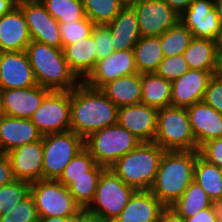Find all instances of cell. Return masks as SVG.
Listing matches in <instances>:
<instances>
[{"label": "cell", "mask_w": 222, "mask_h": 222, "mask_svg": "<svg viewBox=\"0 0 222 222\" xmlns=\"http://www.w3.org/2000/svg\"><path fill=\"white\" fill-rule=\"evenodd\" d=\"M118 107L100 90L84 81L71 90L70 130L86 139L117 123Z\"/></svg>", "instance_id": "cell-1"}, {"label": "cell", "mask_w": 222, "mask_h": 222, "mask_svg": "<svg viewBox=\"0 0 222 222\" xmlns=\"http://www.w3.org/2000/svg\"><path fill=\"white\" fill-rule=\"evenodd\" d=\"M198 151H164L150 191L164 206L176 202L194 180Z\"/></svg>", "instance_id": "cell-2"}, {"label": "cell", "mask_w": 222, "mask_h": 222, "mask_svg": "<svg viewBox=\"0 0 222 222\" xmlns=\"http://www.w3.org/2000/svg\"><path fill=\"white\" fill-rule=\"evenodd\" d=\"M25 52L38 85L51 91H71L81 83L70 69L62 49L32 40Z\"/></svg>", "instance_id": "cell-3"}, {"label": "cell", "mask_w": 222, "mask_h": 222, "mask_svg": "<svg viewBox=\"0 0 222 222\" xmlns=\"http://www.w3.org/2000/svg\"><path fill=\"white\" fill-rule=\"evenodd\" d=\"M164 151L155 142H141L109 168L135 190H150Z\"/></svg>", "instance_id": "cell-4"}, {"label": "cell", "mask_w": 222, "mask_h": 222, "mask_svg": "<svg viewBox=\"0 0 222 222\" xmlns=\"http://www.w3.org/2000/svg\"><path fill=\"white\" fill-rule=\"evenodd\" d=\"M153 142L165 151H199L187 108L167 106L159 109Z\"/></svg>", "instance_id": "cell-5"}, {"label": "cell", "mask_w": 222, "mask_h": 222, "mask_svg": "<svg viewBox=\"0 0 222 222\" xmlns=\"http://www.w3.org/2000/svg\"><path fill=\"white\" fill-rule=\"evenodd\" d=\"M140 143L137 137L116 123L91 133L85 139V148L96 164L109 168Z\"/></svg>", "instance_id": "cell-6"}, {"label": "cell", "mask_w": 222, "mask_h": 222, "mask_svg": "<svg viewBox=\"0 0 222 222\" xmlns=\"http://www.w3.org/2000/svg\"><path fill=\"white\" fill-rule=\"evenodd\" d=\"M30 194L39 218H75L82 209L68 188L58 180L41 179L32 182Z\"/></svg>", "instance_id": "cell-7"}, {"label": "cell", "mask_w": 222, "mask_h": 222, "mask_svg": "<svg viewBox=\"0 0 222 222\" xmlns=\"http://www.w3.org/2000/svg\"><path fill=\"white\" fill-rule=\"evenodd\" d=\"M43 179L57 180L66 165L85 148V139L72 130L42 136Z\"/></svg>", "instance_id": "cell-8"}, {"label": "cell", "mask_w": 222, "mask_h": 222, "mask_svg": "<svg viewBox=\"0 0 222 222\" xmlns=\"http://www.w3.org/2000/svg\"><path fill=\"white\" fill-rule=\"evenodd\" d=\"M135 191L110 168H106L98 181L94 200L87 209L112 222L123 211Z\"/></svg>", "instance_id": "cell-9"}, {"label": "cell", "mask_w": 222, "mask_h": 222, "mask_svg": "<svg viewBox=\"0 0 222 222\" xmlns=\"http://www.w3.org/2000/svg\"><path fill=\"white\" fill-rule=\"evenodd\" d=\"M71 91H51L30 120L42 135L70 130Z\"/></svg>", "instance_id": "cell-10"}, {"label": "cell", "mask_w": 222, "mask_h": 222, "mask_svg": "<svg viewBox=\"0 0 222 222\" xmlns=\"http://www.w3.org/2000/svg\"><path fill=\"white\" fill-rule=\"evenodd\" d=\"M141 36H161L180 21V15L163 0H130Z\"/></svg>", "instance_id": "cell-11"}, {"label": "cell", "mask_w": 222, "mask_h": 222, "mask_svg": "<svg viewBox=\"0 0 222 222\" xmlns=\"http://www.w3.org/2000/svg\"><path fill=\"white\" fill-rule=\"evenodd\" d=\"M33 41L62 49L59 22L46 10L40 0H18Z\"/></svg>", "instance_id": "cell-12"}, {"label": "cell", "mask_w": 222, "mask_h": 222, "mask_svg": "<svg viewBox=\"0 0 222 222\" xmlns=\"http://www.w3.org/2000/svg\"><path fill=\"white\" fill-rule=\"evenodd\" d=\"M136 73L138 72L133 49L118 50L114 51L110 56L98 60L94 70L84 82L90 87L100 89L110 81Z\"/></svg>", "instance_id": "cell-13"}, {"label": "cell", "mask_w": 222, "mask_h": 222, "mask_svg": "<svg viewBox=\"0 0 222 222\" xmlns=\"http://www.w3.org/2000/svg\"><path fill=\"white\" fill-rule=\"evenodd\" d=\"M180 21L194 38L215 40L221 25L214 8V0H194L180 15Z\"/></svg>", "instance_id": "cell-14"}, {"label": "cell", "mask_w": 222, "mask_h": 222, "mask_svg": "<svg viewBox=\"0 0 222 222\" xmlns=\"http://www.w3.org/2000/svg\"><path fill=\"white\" fill-rule=\"evenodd\" d=\"M0 92L4 115L30 119L51 90L37 84L27 88L0 90Z\"/></svg>", "instance_id": "cell-15"}, {"label": "cell", "mask_w": 222, "mask_h": 222, "mask_svg": "<svg viewBox=\"0 0 222 222\" xmlns=\"http://www.w3.org/2000/svg\"><path fill=\"white\" fill-rule=\"evenodd\" d=\"M158 109L138 103L118 108L117 123L141 142H153L157 129Z\"/></svg>", "instance_id": "cell-16"}, {"label": "cell", "mask_w": 222, "mask_h": 222, "mask_svg": "<svg viewBox=\"0 0 222 222\" xmlns=\"http://www.w3.org/2000/svg\"><path fill=\"white\" fill-rule=\"evenodd\" d=\"M37 85L25 51L0 52V90Z\"/></svg>", "instance_id": "cell-17"}, {"label": "cell", "mask_w": 222, "mask_h": 222, "mask_svg": "<svg viewBox=\"0 0 222 222\" xmlns=\"http://www.w3.org/2000/svg\"><path fill=\"white\" fill-rule=\"evenodd\" d=\"M14 179L30 183L43 179L42 139L15 148L6 153Z\"/></svg>", "instance_id": "cell-18"}, {"label": "cell", "mask_w": 222, "mask_h": 222, "mask_svg": "<svg viewBox=\"0 0 222 222\" xmlns=\"http://www.w3.org/2000/svg\"><path fill=\"white\" fill-rule=\"evenodd\" d=\"M213 71L189 69L184 75L171 82V106L188 108L201 102Z\"/></svg>", "instance_id": "cell-19"}, {"label": "cell", "mask_w": 222, "mask_h": 222, "mask_svg": "<svg viewBox=\"0 0 222 222\" xmlns=\"http://www.w3.org/2000/svg\"><path fill=\"white\" fill-rule=\"evenodd\" d=\"M31 41L25 16L18 5L0 17V52L25 51Z\"/></svg>", "instance_id": "cell-20"}, {"label": "cell", "mask_w": 222, "mask_h": 222, "mask_svg": "<svg viewBox=\"0 0 222 222\" xmlns=\"http://www.w3.org/2000/svg\"><path fill=\"white\" fill-rule=\"evenodd\" d=\"M42 134L30 119L7 115L0 117V153H7L25 144L42 139Z\"/></svg>", "instance_id": "cell-21"}, {"label": "cell", "mask_w": 222, "mask_h": 222, "mask_svg": "<svg viewBox=\"0 0 222 222\" xmlns=\"http://www.w3.org/2000/svg\"><path fill=\"white\" fill-rule=\"evenodd\" d=\"M189 120L197 146L205 142L222 138V114L203 101L187 108Z\"/></svg>", "instance_id": "cell-22"}, {"label": "cell", "mask_w": 222, "mask_h": 222, "mask_svg": "<svg viewBox=\"0 0 222 222\" xmlns=\"http://www.w3.org/2000/svg\"><path fill=\"white\" fill-rule=\"evenodd\" d=\"M164 207L150 190H136L112 222H158Z\"/></svg>", "instance_id": "cell-23"}, {"label": "cell", "mask_w": 222, "mask_h": 222, "mask_svg": "<svg viewBox=\"0 0 222 222\" xmlns=\"http://www.w3.org/2000/svg\"><path fill=\"white\" fill-rule=\"evenodd\" d=\"M107 26L114 51L133 49L141 37L136 12L128 2Z\"/></svg>", "instance_id": "cell-24"}, {"label": "cell", "mask_w": 222, "mask_h": 222, "mask_svg": "<svg viewBox=\"0 0 222 222\" xmlns=\"http://www.w3.org/2000/svg\"><path fill=\"white\" fill-rule=\"evenodd\" d=\"M96 46L93 35L77 42L62 46L64 58L70 69L76 74L80 81H84L94 70L97 64Z\"/></svg>", "instance_id": "cell-25"}, {"label": "cell", "mask_w": 222, "mask_h": 222, "mask_svg": "<svg viewBox=\"0 0 222 222\" xmlns=\"http://www.w3.org/2000/svg\"><path fill=\"white\" fill-rule=\"evenodd\" d=\"M100 90L119 108L141 103L142 74L117 78L104 84Z\"/></svg>", "instance_id": "cell-26"}, {"label": "cell", "mask_w": 222, "mask_h": 222, "mask_svg": "<svg viewBox=\"0 0 222 222\" xmlns=\"http://www.w3.org/2000/svg\"><path fill=\"white\" fill-rule=\"evenodd\" d=\"M171 97V81L164 79L155 72L142 73L141 103L159 110L171 106Z\"/></svg>", "instance_id": "cell-27"}, {"label": "cell", "mask_w": 222, "mask_h": 222, "mask_svg": "<svg viewBox=\"0 0 222 222\" xmlns=\"http://www.w3.org/2000/svg\"><path fill=\"white\" fill-rule=\"evenodd\" d=\"M137 72L153 73L164 58L160 36H141L133 48Z\"/></svg>", "instance_id": "cell-28"}, {"label": "cell", "mask_w": 222, "mask_h": 222, "mask_svg": "<svg viewBox=\"0 0 222 222\" xmlns=\"http://www.w3.org/2000/svg\"><path fill=\"white\" fill-rule=\"evenodd\" d=\"M183 54L190 69L214 70L217 53L213 40L193 37Z\"/></svg>", "instance_id": "cell-29"}, {"label": "cell", "mask_w": 222, "mask_h": 222, "mask_svg": "<svg viewBox=\"0 0 222 222\" xmlns=\"http://www.w3.org/2000/svg\"><path fill=\"white\" fill-rule=\"evenodd\" d=\"M194 181L205 190L211 200L222 198V169L205 160L199 151L194 168Z\"/></svg>", "instance_id": "cell-30"}, {"label": "cell", "mask_w": 222, "mask_h": 222, "mask_svg": "<svg viewBox=\"0 0 222 222\" xmlns=\"http://www.w3.org/2000/svg\"><path fill=\"white\" fill-rule=\"evenodd\" d=\"M105 169L106 167L95 164L89 170V176L74 178V181L67 186L74 200L82 209H87L94 200L98 181Z\"/></svg>", "instance_id": "cell-31"}, {"label": "cell", "mask_w": 222, "mask_h": 222, "mask_svg": "<svg viewBox=\"0 0 222 222\" xmlns=\"http://www.w3.org/2000/svg\"><path fill=\"white\" fill-rule=\"evenodd\" d=\"M210 206L211 199L205 190L194 180L182 196L171 205L184 219L192 217Z\"/></svg>", "instance_id": "cell-32"}, {"label": "cell", "mask_w": 222, "mask_h": 222, "mask_svg": "<svg viewBox=\"0 0 222 222\" xmlns=\"http://www.w3.org/2000/svg\"><path fill=\"white\" fill-rule=\"evenodd\" d=\"M127 2L126 0H82L85 15L95 25L109 24Z\"/></svg>", "instance_id": "cell-33"}, {"label": "cell", "mask_w": 222, "mask_h": 222, "mask_svg": "<svg viewBox=\"0 0 222 222\" xmlns=\"http://www.w3.org/2000/svg\"><path fill=\"white\" fill-rule=\"evenodd\" d=\"M193 36L191 31L179 21L160 36V45L164 57L183 54L189 46Z\"/></svg>", "instance_id": "cell-34"}, {"label": "cell", "mask_w": 222, "mask_h": 222, "mask_svg": "<svg viewBox=\"0 0 222 222\" xmlns=\"http://www.w3.org/2000/svg\"><path fill=\"white\" fill-rule=\"evenodd\" d=\"M58 22L78 21L86 17L82 0H40Z\"/></svg>", "instance_id": "cell-35"}, {"label": "cell", "mask_w": 222, "mask_h": 222, "mask_svg": "<svg viewBox=\"0 0 222 222\" xmlns=\"http://www.w3.org/2000/svg\"><path fill=\"white\" fill-rule=\"evenodd\" d=\"M96 164L94 157L84 148L66 165L57 179L64 186H68L74 178L89 176V170Z\"/></svg>", "instance_id": "cell-36"}, {"label": "cell", "mask_w": 222, "mask_h": 222, "mask_svg": "<svg viewBox=\"0 0 222 222\" xmlns=\"http://www.w3.org/2000/svg\"><path fill=\"white\" fill-rule=\"evenodd\" d=\"M31 183L14 180L0 187V215L7 213L30 194Z\"/></svg>", "instance_id": "cell-37"}, {"label": "cell", "mask_w": 222, "mask_h": 222, "mask_svg": "<svg viewBox=\"0 0 222 222\" xmlns=\"http://www.w3.org/2000/svg\"><path fill=\"white\" fill-rule=\"evenodd\" d=\"M95 24L86 16L78 21L59 22L62 46H67L92 35Z\"/></svg>", "instance_id": "cell-38"}, {"label": "cell", "mask_w": 222, "mask_h": 222, "mask_svg": "<svg viewBox=\"0 0 222 222\" xmlns=\"http://www.w3.org/2000/svg\"><path fill=\"white\" fill-rule=\"evenodd\" d=\"M39 215L31 194L7 213L0 215V222H39Z\"/></svg>", "instance_id": "cell-39"}, {"label": "cell", "mask_w": 222, "mask_h": 222, "mask_svg": "<svg viewBox=\"0 0 222 222\" xmlns=\"http://www.w3.org/2000/svg\"><path fill=\"white\" fill-rule=\"evenodd\" d=\"M189 69L184 54H177L175 56L164 57L155 73L172 82L184 75Z\"/></svg>", "instance_id": "cell-40"}, {"label": "cell", "mask_w": 222, "mask_h": 222, "mask_svg": "<svg viewBox=\"0 0 222 222\" xmlns=\"http://www.w3.org/2000/svg\"><path fill=\"white\" fill-rule=\"evenodd\" d=\"M92 35L96 46L97 61L110 56L114 52L111 32L107 25H95Z\"/></svg>", "instance_id": "cell-41"}, {"label": "cell", "mask_w": 222, "mask_h": 222, "mask_svg": "<svg viewBox=\"0 0 222 222\" xmlns=\"http://www.w3.org/2000/svg\"><path fill=\"white\" fill-rule=\"evenodd\" d=\"M202 101L222 114V81L212 77Z\"/></svg>", "instance_id": "cell-42"}, {"label": "cell", "mask_w": 222, "mask_h": 222, "mask_svg": "<svg viewBox=\"0 0 222 222\" xmlns=\"http://www.w3.org/2000/svg\"><path fill=\"white\" fill-rule=\"evenodd\" d=\"M199 154L210 163L222 169V138L205 142L199 148Z\"/></svg>", "instance_id": "cell-43"}, {"label": "cell", "mask_w": 222, "mask_h": 222, "mask_svg": "<svg viewBox=\"0 0 222 222\" xmlns=\"http://www.w3.org/2000/svg\"><path fill=\"white\" fill-rule=\"evenodd\" d=\"M14 180L8 156L5 153H0V187Z\"/></svg>", "instance_id": "cell-44"}, {"label": "cell", "mask_w": 222, "mask_h": 222, "mask_svg": "<svg viewBox=\"0 0 222 222\" xmlns=\"http://www.w3.org/2000/svg\"><path fill=\"white\" fill-rule=\"evenodd\" d=\"M158 222H186L185 219L171 206H165L160 213Z\"/></svg>", "instance_id": "cell-45"}, {"label": "cell", "mask_w": 222, "mask_h": 222, "mask_svg": "<svg viewBox=\"0 0 222 222\" xmlns=\"http://www.w3.org/2000/svg\"><path fill=\"white\" fill-rule=\"evenodd\" d=\"M73 222H110L99 214L93 213L88 209H81Z\"/></svg>", "instance_id": "cell-46"}, {"label": "cell", "mask_w": 222, "mask_h": 222, "mask_svg": "<svg viewBox=\"0 0 222 222\" xmlns=\"http://www.w3.org/2000/svg\"><path fill=\"white\" fill-rule=\"evenodd\" d=\"M186 222H217L211 207L199 211L192 217L186 218Z\"/></svg>", "instance_id": "cell-47"}, {"label": "cell", "mask_w": 222, "mask_h": 222, "mask_svg": "<svg viewBox=\"0 0 222 222\" xmlns=\"http://www.w3.org/2000/svg\"><path fill=\"white\" fill-rule=\"evenodd\" d=\"M176 13L181 15L194 0H163Z\"/></svg>", "instance_id": "cell-48"}, {"label": "cell", "mask_w": 222, "mask_h": 222, "mask_svg": "<svg viewBox=\"0 0 222 222\" xmlns=\"http://www.w3.org/2000/svg\"><path fill=\"white\" fill-rule=\"evenodd\" d=\"M211 209L217 222H222V198L211 200Z\"/></svg>", "instance_id": "cell-49"}, {"label": "cell", "mask_w": 222, "mask_h": 222, "mask_svg": "<svg viewBox=\"0 0 222 222\" xmlns=\"http://www.w3.org/2000/svg\"><path fill=\"white\" fill-rule=\"evenodd\" d=\"M18 0H0V17L17 6Z\"/></svg>", "instance_id": "cell-50"}, {"label": "cell", "mask_w": 222, "mask_h": 222, "mask_svg": "<svg viewBox=\"0 0 222 222\" xmlns=\"http://www.w3.org/2000/svg\"><path fill=\"white\" fill-rule=\"evenodd\" d=\"M212 75L214 78L222 81V53L216 54L215 67Z\"/></svg>", "instance_id": "cell-51"}, {"label": "cell", "mask_w": 222, "mask_h": 222, "mask_svg": "<svg viewBox=\"0 0 222 222\" xmlns=\"http://www.w3.org/2000/svg\"><path fill=\"white\" fill-rule=\"evenodd\" d=\"M75 218H64V217H48L40 218L39 222H73Z\"/></svg>", "instance_id": "cell-52"}, {"label": "cell", "mask_w": 222, "mask_h": 222, "mask_svg": "<svg viewBox=\"0 0 222 222\" xmlns=\"http://www.w3.org/2000/svg\"><path fill=\"white\" fill-rule=\"evenodd\" d=\"M214 8L217 12V17L222 27V0H214Z\"/></svg>", "instance_id": "cell-53"}, {"label": "cell", "mask_w": 222, "mask_h": 222, "mask_svg": "<svg viewBox=\"0 0 222 222\" xmlns=\"http://www.w3.org/2000/svg\"><path fill=\"white\" fill-rule=\"evenodd\" d=\"M216 53H222V27L215 40Z\"/></svg>", "instance_id": "cell-54"}, {"label": "cell", "mask_w": 222, "mask_h": 222, "mask_svg": "<svg viewBox=\"0 0 222 222\" xmlns=\"http://www.w3.org/2000/svg\"><path fill=\"white\" fill-rule=\"evenodd\" d=\"M3 115L2 113V101H1V92H0V117Z\"/></svg>", "instance_id": "cell-55"}]
</instances>
